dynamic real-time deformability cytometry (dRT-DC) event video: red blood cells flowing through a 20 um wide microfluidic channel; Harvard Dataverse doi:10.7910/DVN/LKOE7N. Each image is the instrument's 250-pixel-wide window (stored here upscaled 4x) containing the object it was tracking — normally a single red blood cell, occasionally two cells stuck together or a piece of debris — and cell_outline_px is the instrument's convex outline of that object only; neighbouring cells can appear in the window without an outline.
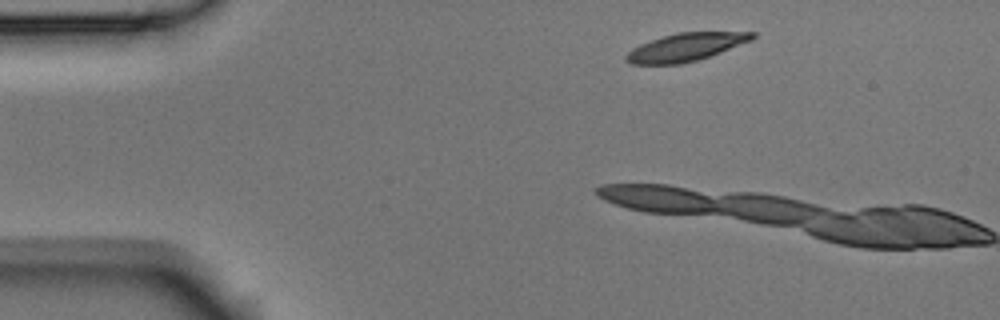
{"species": "Egyptian fruit bat (a non-hibernating species)", "species_latin": "Rousettus aegyptiacus", "temperature_condition": "room temperature", "stored_images_in_passage": 5, "segment_of_instrument_passage": [2, 2], "camera_frame_rate_fps": 3000, "um_per_image_px": 0.085, "animal": {"sex": "male"}, "frame": {"image": 1, "passage_image": 5, "time_ms": 1.333, "image_size_px": [1000, 320], "cell_outline_px": [[756, 36], [752, 40], [720, 52], [696, 60], [680, 64], [632, 64], [624, 60], [624, 56], [632, 48], [640, 44], [676, 32], [756, 32]], "centroid_in_image_um": [58.26, 4.0], "position_along_channel_um": 26.7, "area_um2": 20.35}}